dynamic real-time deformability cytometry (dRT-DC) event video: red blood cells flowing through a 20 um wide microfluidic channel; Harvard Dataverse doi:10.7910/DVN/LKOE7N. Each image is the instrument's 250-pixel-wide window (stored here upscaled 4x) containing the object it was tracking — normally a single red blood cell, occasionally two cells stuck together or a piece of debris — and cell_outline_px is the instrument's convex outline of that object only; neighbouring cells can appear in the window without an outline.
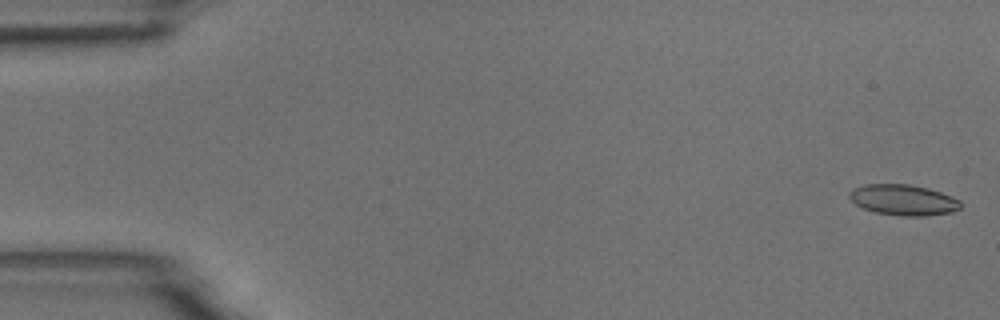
{"species": "common noctule bat (a hibernating species)", "species_latin": "Nyctalus noctula", "temperature_condition": "room temperature", "stored_images_in_passage": 56, "camera_frame_rate_fps": 3000, "um_per_image_px": 0.085, "animal": {"sex": "male", "body_mass_g": 18.8}, "frame": {"image": 1, "passage_image": 2, "time_ms": 0.333, "image_size_px": [1000, 320], "cell_outline_px": [[964, 204], [960, 208], [952, 212], [924, 216], [900, 216], [876, 212], [864, 208], [856, 204], [848, 196], [848, 192], [852, 188], [864, 184], [908, 184], [928, 188], [952, 196], [960, 200]], "centroid_in_image_um": [76.8, 16.99], "position_along_channel_um": 8.2, "area_um2": 20.06}}
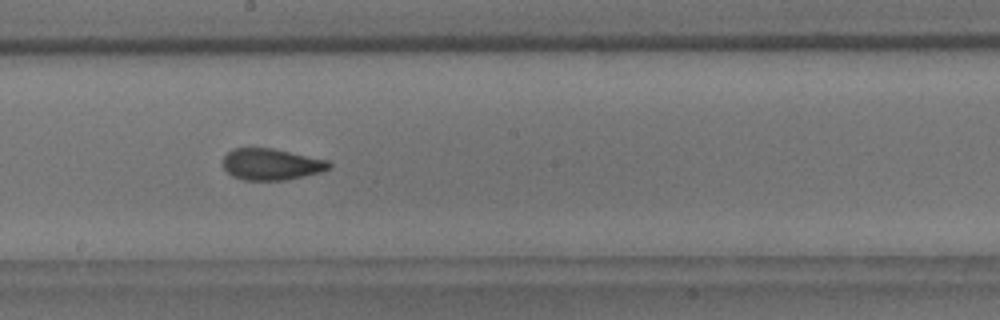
{"frame": {"image": 2, "passage_image": 31, "time_ms": 10.0, "image_size_px": [1000, 320], "cell_outline_px": [[332, 168], [320, 172], [304, 176], [284, 180], [244, 180], [232, 176], [224, 168], [224, 156], [232, 148], [272, 148], [328, 160], [332, 164]], "centroid_in_image_um": [23.08, 13.96], "position_along_channel_um": 225.1, "area_um2": 19.42}}
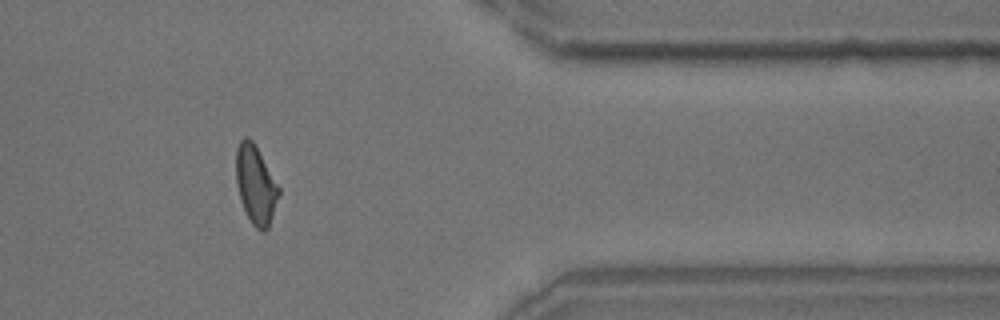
{"frame": {"image": 3, "passage_image": 46, "time_ms": 15.0, "image_size_px": [1000, 320], "cell_outline_px": [[280, 192], [268, 228], [264, 232], [256, 228], [252, 224], [244, 208], [236, 184], [236, 148], [240, 140], [244, 136], [248, 136], [252, 140], [280, 188]], "centroid_in_image_um": [21.72, 15.68], "position_along_channel_um": 389.7, "area_um2": 19.25}, "authors_computed_cell_mechanics": {"area_um2": 19.5653, "velocity_mm_per_s": 3.6879, "shape_relaxation_time_tau1_ms": 5.5831, "shape_relaxation_time_tau2_ms": 1.5005, "deformation_change_tau1": 0.1437, "deformation_change_tau2": 0.0778}}